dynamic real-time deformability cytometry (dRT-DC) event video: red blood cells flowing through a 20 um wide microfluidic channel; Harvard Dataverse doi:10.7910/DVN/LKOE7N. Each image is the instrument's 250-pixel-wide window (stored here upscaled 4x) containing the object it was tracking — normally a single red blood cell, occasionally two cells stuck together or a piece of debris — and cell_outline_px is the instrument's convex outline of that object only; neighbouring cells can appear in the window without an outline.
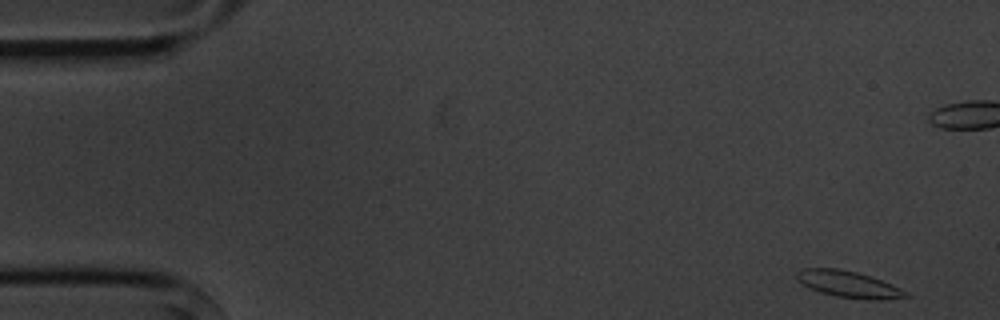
{"species": "common noctule bat (a hibernating species)", "species_latin": "Nyctalus noctula", "temperature_condition": "cold", "stored_images_in_passage": 11, "camera_frame_rate_fps": 3000, "um_per_image_px": 0.085, "animal": {"sex": "male", "body_mass_g": 20.1, "forearm_length_mm": 53.5}, "frame": {"image": 1, "passage_image": 1, "time_ms": 0.0, "image_size_px": [1000, 320], "cell_outline_px": [[912, 296], [880, 300], [868, 300], [836, 296], [820, 292], [804, 284], [796, 276], [796, 272], [804, 268], [836, 268], [856, 272], [880, 280], [900, 288], [908, 292]], "centroid_in_image_um": [72.16, 24.17], "position_along_channel_um": 12.8, "area_um2": 16.53}}
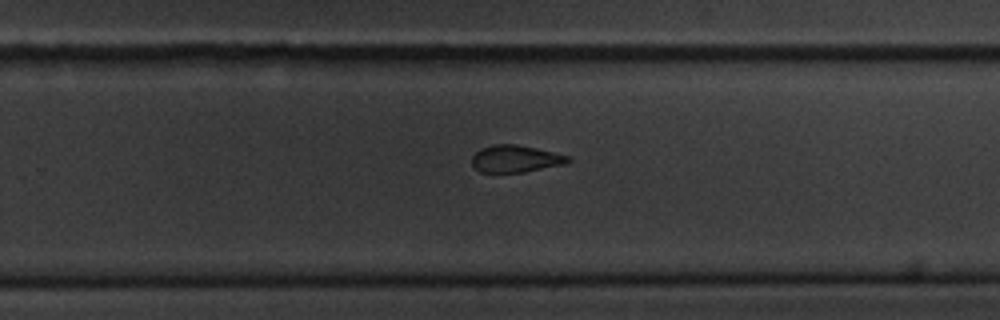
{"frame": {"image": 2, "passage_image": 11, "time_ms": 12.333, "image_size_px": [1000, 320], "cell_outline_px": [[572, 160], [568, 164], [524, 172], [480, 172], [472, 164], [472, 156], [480, 148], [492, 144], [516, 144], [536, 148], [572, 156]], "centroid_in_image_um": [43.88, 13.49], "position_along_channel_um": 285.9, "area_um2": 15.43}}